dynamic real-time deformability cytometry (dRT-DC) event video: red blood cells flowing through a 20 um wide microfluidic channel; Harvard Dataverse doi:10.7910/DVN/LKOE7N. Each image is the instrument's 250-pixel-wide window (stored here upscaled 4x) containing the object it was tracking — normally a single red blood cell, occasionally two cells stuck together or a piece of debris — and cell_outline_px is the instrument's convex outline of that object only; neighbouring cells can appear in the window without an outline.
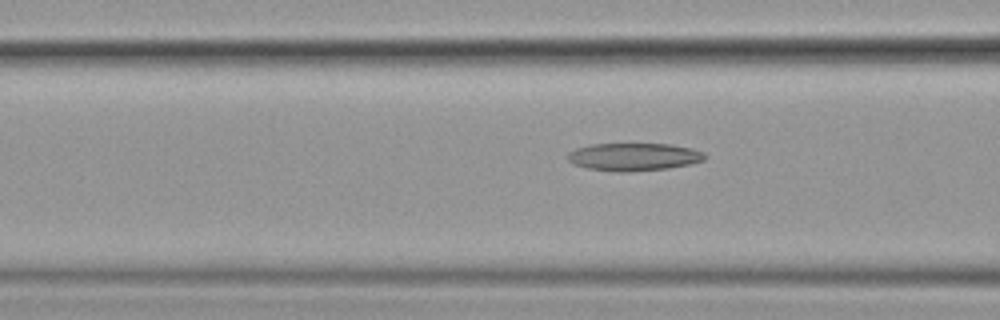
{"species": "common noctule bat (a hibernating species)", "species_latin": "Nyctalus noctula", "temperature_condition": "cold", "stored_images_in_passage": 11, "camera_frame_rate_fps": 3000, "um_per_image_px": 0.085, "animal": {"sex": "female", "body_mass_g": 19.9}, "frame": {"image": 1, "passage_image": 8, "time_ms": 2.333, "image_size_px": [1000, 320], "cell_outline_px": [[708, 156], [704, 160], [688, 164], [668, 168], [628, 172], [616, 172], [588, 168], [572, 164], [568, 160], [568, 152], [576, 148], [592, 144], [672, 144], [692, 148], [704, 152]], "centroid_in_image_um": [53.88, 13.33], "position_along_channel_um": 112.7, "area_um2": 22.25}}